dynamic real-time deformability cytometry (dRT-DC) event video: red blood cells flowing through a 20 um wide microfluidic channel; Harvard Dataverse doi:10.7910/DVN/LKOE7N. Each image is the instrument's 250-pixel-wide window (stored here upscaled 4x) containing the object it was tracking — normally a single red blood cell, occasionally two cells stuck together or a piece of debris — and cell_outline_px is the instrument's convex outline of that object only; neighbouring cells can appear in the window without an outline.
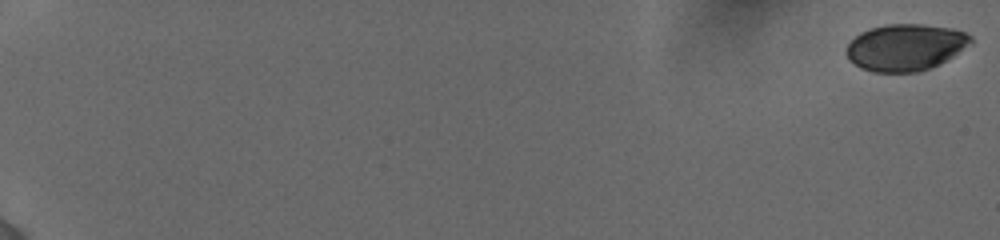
{"species": "human", "species_latin": "Homo sapiens", "temperature_condition": "cold", "stored_images_in_passage": 17, "camera_frame_rate_fps": 3000, "um_per_image_px": 0.085, "donor": {"sex": "female"}, "frame": {"image": 1, "passage_image": 1, "time_ms": 0.0, "image_size_px": [1000, 240], "cell_outline_px": [[972, 44], [940, 64], [920, 72], [872, 72], [860, 68], [848, 60], [844, 52], [848, 44], [860, 32], [872, 28], [888, 24], [920, 24], [952, 28], [964, 32], [972, 36]], "centroid_in_image_um": [76.96, 4.03], "position_along_channel_um": 8.0, "area_um2": 34.1}}
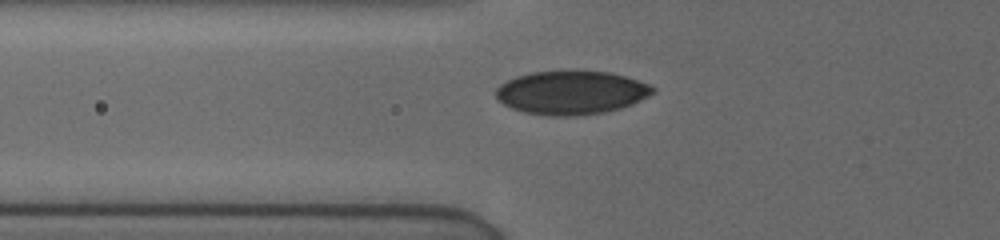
{"frame": {"image": 2, "passage_image": 12, "time_ms": 7.667, "image_size_px": [1000, 240], "cell_outline_px": [[656, 88], [648, 96], [632, 104], [608, 112], [576, 116], [544, 116], [524, 112], [512, 108], [504, 104], [496, 96], [496, 88], [500, 84], [516, 76], [532, 72], [564, 68], [572, 68], [608, 72], [624, 76], [648, 84]], "centroid_in_image_um": [48.54, 7.84], "position_along_channel_um": 77.3, "area_um2": 40.69}}
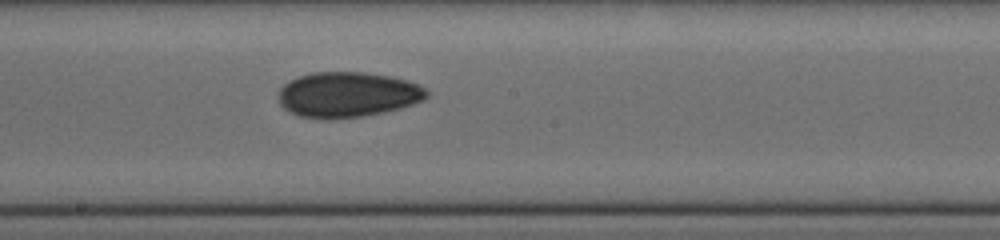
{"frame": {"image": 3, "passage_image": 17, "time_ms": 11.333, "image_size_px": [1000, 240], "cell_outline_px": [[428, 96], [424, 100], [400, 108], [384, 112], [364, 116], [328, 120], [324, 120], [300, 116], [284, 108], [280, 104], [276, 96], [280, 88], [284, 84], [300, 76], [316, 72], [364, 72], [388, 76], [404, 80], [416, 84], [424, 88], [428, 92]], "centroid_in_image_um": [29.51, 8.06], "position_along_channel_um": 218.7, "area_um2": 39.13}}